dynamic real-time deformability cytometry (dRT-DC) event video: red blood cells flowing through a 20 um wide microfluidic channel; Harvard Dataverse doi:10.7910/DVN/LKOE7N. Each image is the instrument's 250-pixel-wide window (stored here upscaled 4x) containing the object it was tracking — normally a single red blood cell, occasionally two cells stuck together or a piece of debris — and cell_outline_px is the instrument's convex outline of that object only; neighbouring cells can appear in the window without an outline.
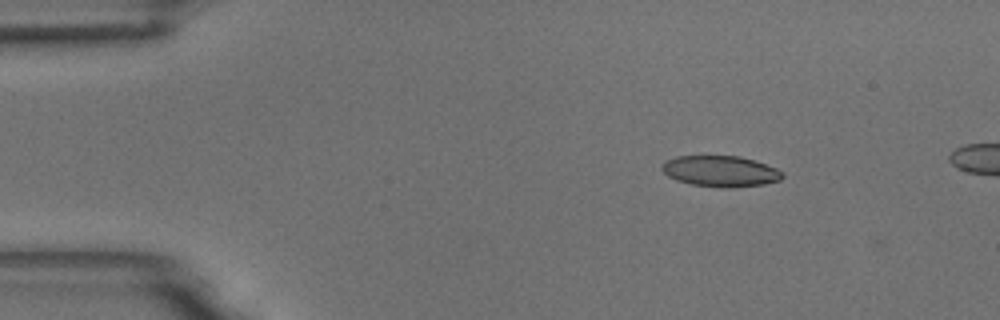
{"species": "common noctule bat (a hibernating species)", "species_latin": "Nyctalus noctula", "temperature_condition": "room temperature", "stored_images_in_passage": 9, "camera_frame_rate_fps": 3000, "um_per_image_px": 0.085, "animal": {"sex": "male", "body_mass_g": 18.8}, "frame": {"image": 1, "passage_image": 1, "time_ms": 0.0, "image_size_px": [1000, 320], "cell_outline_px": [[784, 176], [780, 180], [764, 184], [732, 188], [724, 188], [692, 184], [676, 180], [668, 176], [660, 168], [668, 160], [676, 156], [740, 156], [776, 168], [784, 172]], "centroid_in_image_um": [61.26, 14.56], "position_along_channel_um": 23.7, "area_um2": 21.62}}